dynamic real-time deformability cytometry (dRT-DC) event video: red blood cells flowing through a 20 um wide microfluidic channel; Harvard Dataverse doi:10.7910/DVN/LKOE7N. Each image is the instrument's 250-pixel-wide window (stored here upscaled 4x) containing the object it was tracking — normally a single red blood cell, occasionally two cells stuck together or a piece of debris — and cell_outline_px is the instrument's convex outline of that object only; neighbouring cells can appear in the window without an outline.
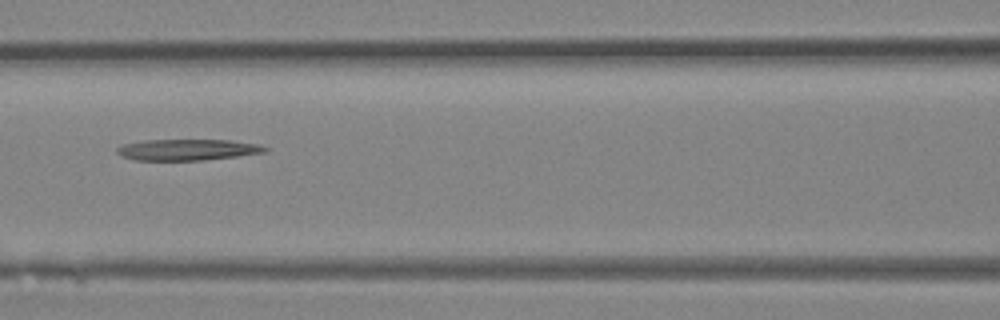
{"species": "Egyptian fruit bat (a non-hibernating species)", "species_latin": "Rousettus aegyptiacus", "temperature_condition": "room temperature", "stored_images_in_passage": 5, "camera_frame_rate_fps": 3000, "um_per_image_px": 0.085, "animal": {"sex": "female"}, "frame": {"image": 1, "passage_image": 5, "time_ms": 5.333, "image_size_px": [1000, 320], "cell_outline_px": [[272, 148], [264, 152], [236, 156], [204, 160], [132, 160], [120, 156], [116, 152], [116, 148], [124, 144], [144, 140], [228, 140], [256, 144]], "centroid_in_image_um": [15.89, 12.73], "position_along_channel_um": 150.7, "area_um2": 18.21}}